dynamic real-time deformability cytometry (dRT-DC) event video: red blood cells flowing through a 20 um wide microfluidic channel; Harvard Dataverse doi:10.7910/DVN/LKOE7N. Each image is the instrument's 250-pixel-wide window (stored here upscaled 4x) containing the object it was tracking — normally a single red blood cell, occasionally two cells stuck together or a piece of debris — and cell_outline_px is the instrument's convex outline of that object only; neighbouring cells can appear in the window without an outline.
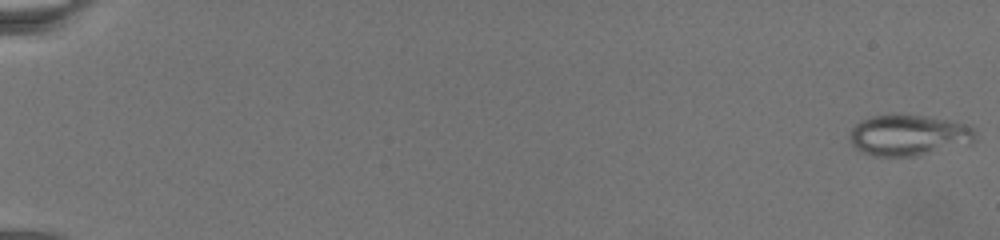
{"species": "common noctule bat (a hibernating species)", "species_latin": "Nyctalus noctula", "temperature_condition": "warm", "stored_images_in_passage": 72, "camera_frame_rate_fps": 3000, "um_per_image_px": 0.085, "animal": {"sex": "female", "body_mass_g": 19.5, "forearm_length_mm": 54.1}, "frame": {"image": 1, "passage_image": 1, "time_ms": 0.0, "image_size_px": [1000, 240], "cell_outline_px": [[976, 140], [972, 144], [912, 156], [876, 156], [864, 152], [856, 148], [848, 140], [848, 136], [852, 128], [860, 120], [872, 116], [924, 116], [948, 120], [964, 124], [972, 128], [976, 136]], "centroid_in_image_um": [77.23, 11.51], "position_along_channel_um": 7.8, "area_um2": 29.59}}
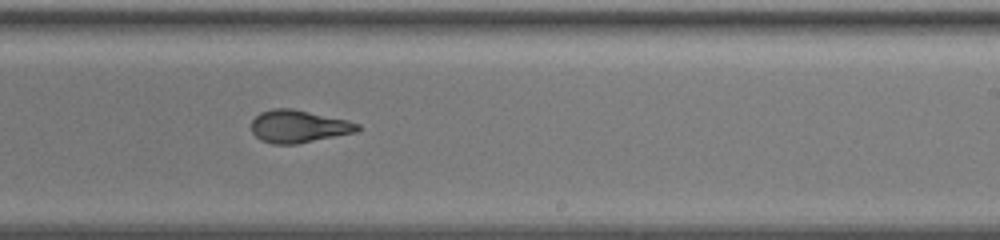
{"frame": {"image": 2, "passage_image": 48, "time_ms": 15.667, "image_size_px": [1000, 240], "cell_outline_px": [[360, 128], [356, 132], [296, 144], [272, 144], [260, 140], [252, 132], [252, 120], [260, 112], [272, 108], [292, 108], [348, 120], [360, 124]], "centroid_in_image_um": [25.37, 10.74], "position_along_channel_um": 263.6, "area_um2": 20.17}}
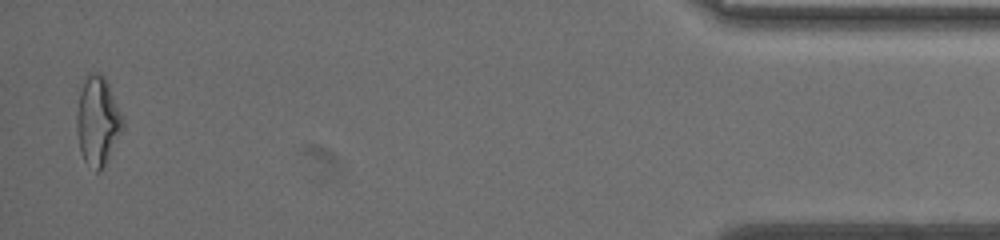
{"frame": {"image": 3, "passage_image": 71, "time_ms": 23.667, "image_size_px": [1000, 240], "cell_outline_px": [[124, 128], [100, 172], [96, 172], [84, 160], [80, 152], [76, 128], [76, 112], [80, 92], [84, 80], [88, 72], [96, 72], [104, 76], [124, 116]], "centroid_in_image_um": [8.3, 10.27], "position_along_channel_um": 426.9, "area_um2": 23.99}}